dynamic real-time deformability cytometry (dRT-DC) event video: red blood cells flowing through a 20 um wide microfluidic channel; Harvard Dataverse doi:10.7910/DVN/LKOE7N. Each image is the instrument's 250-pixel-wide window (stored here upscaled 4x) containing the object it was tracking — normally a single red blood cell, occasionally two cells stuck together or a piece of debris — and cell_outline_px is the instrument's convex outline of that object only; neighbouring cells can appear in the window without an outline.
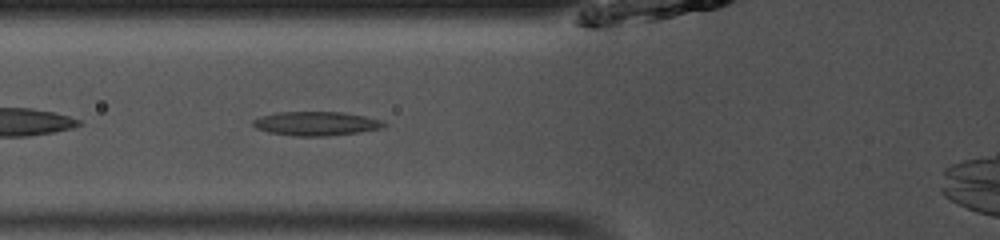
{"species": "common noctule bat (a hibernating species)", "species_latin": "Nyctalus noctula", "temperature_condition": "room temperature", "stored_images_in_passage": 32, "camera_frame_rate_fps": 3000, "um_per_image_px": 0.085, "animal": {"sex": "male", "body_mass_g": 13.0, "forearm_length_mm": 53.1}, "frame": {"image": 1, "passage_image": 4, "time_ms": 1.0, "image_size_px": [1000, 240], "cell_outline_px": [[388, 124], [384, 128], [360, 132], [324, 136], [292, 136], [268, 132], [256, 128], [252, 124], [252, 120], [260, 116], [280, 112], [340, 112], [364, 116], [384, 120]], "centroid_in_image_um": [26.9, 10.51], "position_along_channel_um": 98.9, "area_um2": 18.44}}
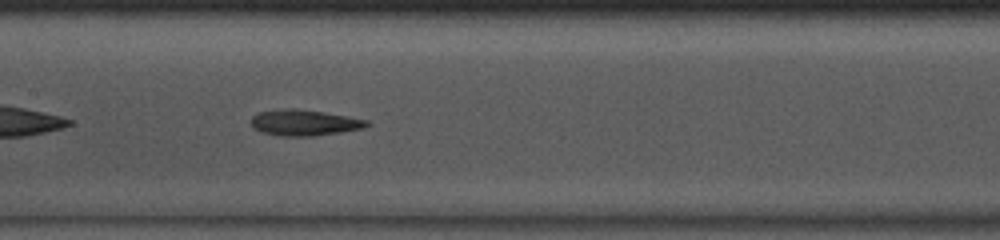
{"frame": {"image": 2, "passage_image": 10, "time_ms": 3.0, "image_size_px": [1000, 240], "cell_outline_px": [[372, 124], [364, 128], [340, 132], [312, 136], [280, 136], [260, 132], [252, 124], [252, 116], [260, 112], [292, 108], [324, 112], [348, 116], [368, 120]], "centroid_in_image_um": [25.92, 10.43], "position_along_channel_um": 181.5, "area_um2": 17.34}}
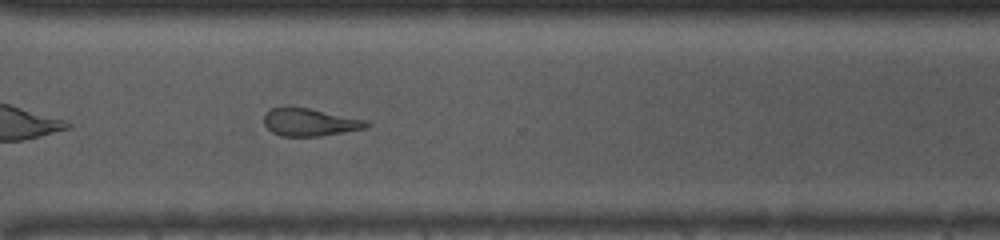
{"frame": {"image": 3, "passage_image": 22, "time_ms": 7.0, "image_size_px": [1000, 240], "cell_outline_px": [[372, 124], [368, 128], [320, 136], [280, 136], [272, 132], [264, 124], [264, 116], [272, 108], [288, 104], [368, 120]], "centroid_in_image_um": [26.35, 10.37], "position_along_channel_um": 344.3, "area_um2": 16.88}}